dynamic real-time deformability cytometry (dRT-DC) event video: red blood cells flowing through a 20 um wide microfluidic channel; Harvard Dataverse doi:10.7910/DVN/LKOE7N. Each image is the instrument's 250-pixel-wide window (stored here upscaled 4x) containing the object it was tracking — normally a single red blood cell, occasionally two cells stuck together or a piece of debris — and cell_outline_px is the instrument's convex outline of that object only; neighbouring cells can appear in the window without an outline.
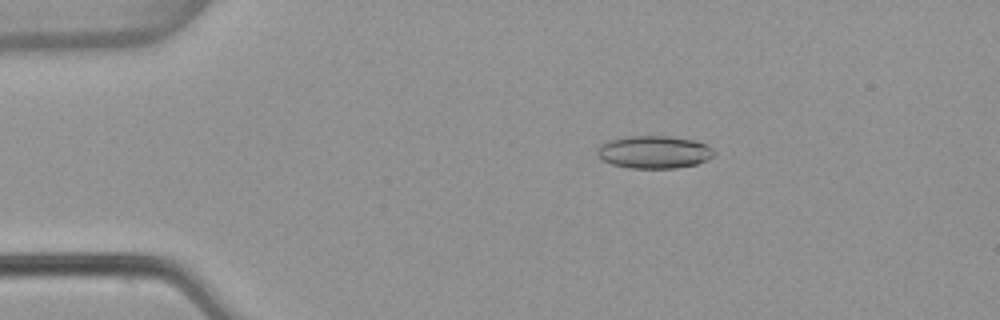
{"species": "common noctule bat (a hibernating species)", "species_latin": "Nyctalus noctula", "temperature_condition": "warm", "stored_images_in_passage": 6, "camera_frame_rate_fps": 3000, "um_per_image_px": 0.085, "animal": {"sex": "female", "body_mass_g": 22.7, "forearm_length_mm": 54.2}, "frame": {"image": 1, "passage_image": 3, "time_ms": 0.667, "image_size_px": [1000, 320], "cell_outline_px": [[716, 156], [708, 160], [696, 164], [676, 168], [628, 168], [612, 164], [596, 156], [596, 148], [600, 144], [608, 140], [628, 136], [668, 136], [696, 140], [712, 148], [716, 152]], "centroid_in_image_um": [55.6, 12.92], "position_along_channel_um": 29.4, "area_um2": 22.54}}
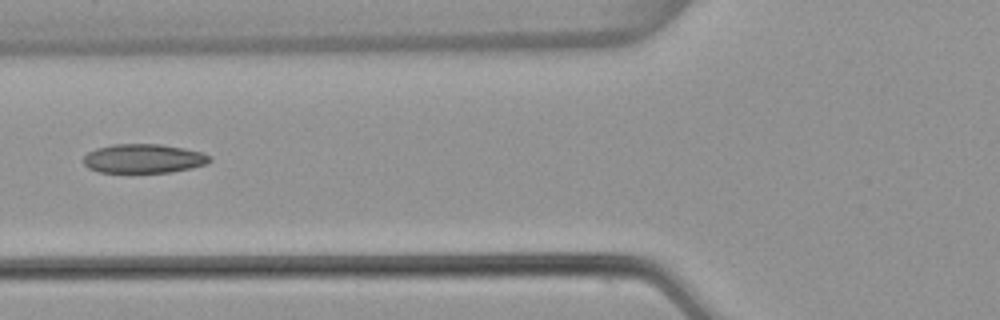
{"frame": {"image": 2, "passage_image": 6, "time_ms": 1.667, "image_size_px": [1000, 320], "cell_outline_px": [[212, 160], [208, 164], [192, 168], [172, 172], [100, 172], [88, 168], [84, 164], [84, 156], [88, 152], [96, 148], [112, 144], [160, 144], [184, 148], [200, 152], [212, 156]], "centroid_in_image_um": [12.23, 13.47], "position_along_channel_um": 113.6, "area_um2": 21.5}}